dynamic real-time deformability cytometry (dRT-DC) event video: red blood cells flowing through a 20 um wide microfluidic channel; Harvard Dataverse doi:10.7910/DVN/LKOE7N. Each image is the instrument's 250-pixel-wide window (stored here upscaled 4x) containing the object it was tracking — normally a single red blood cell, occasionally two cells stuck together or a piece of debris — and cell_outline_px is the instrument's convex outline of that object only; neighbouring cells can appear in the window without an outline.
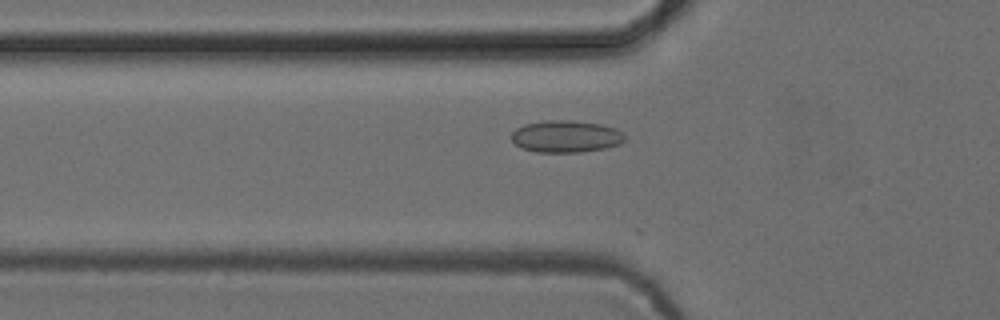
{"species": "common noctule bat (a hibernating species)", "species_latin": "Nyctalus noctula", "temperature_condition": "cold", "stored_images_in_passage": 29, "camera_frame_rate_fps": 3000, "um_per_image_px": 0.085, "animal": {"sex": "female", "body_mass_g": 24.6, "forearm_length_mm": 56.2}, "frame": {"image": 1, "passage_image": 19, "time_ms": 6.0, "image_size_px": [1000, 320], "cell_outline_px": [[624, 140], [620, 144], [604, 148], [580, 152], [536, 152], [520, 148], [512, 140], [512, 132], [516, 128], [524, 124], [544, 120], [568, 120], [600, 124], [616, 128], [624, 136]], "centroid_in_image_um": [48.06, 11.59], "position_along_channel_um": 77.7, "area_um2": 21.1}}
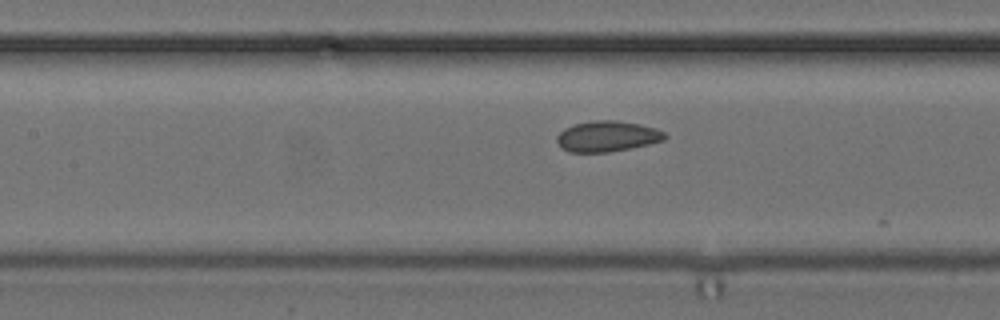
{"frame": {"image": 2, "passage_image": 25, "time_ms": 8.0, "image_size_px": [1000, 320], "cell_outline_px": [[668, 136], [664, 140], [648, 144], [608, 152], [568, 152], [560, 148], [556, 140], [556, 136], [564, 128], [572, 124], [592, 120], [616, 120], [640, 124], [656, 128], [664, 132]], "centroid_in_image_um": [51.57, 11.57], "position_along_channel_um": 155.8, "area_um2": 19.48}}
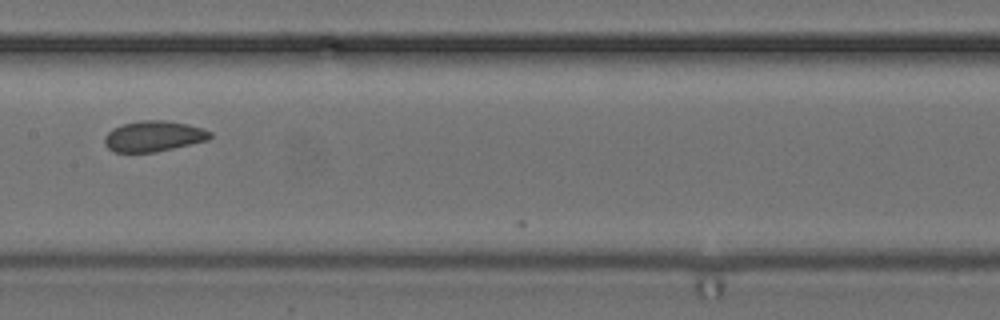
{"frame": {"image": 3, "passage_image": 28, "time_ms": 9.0, "image_size_px": [1000, 320], "cell_outline_px": [[212, 136], [208, 140], [156, 152], [112, 152], [104, 144], [104, 136], [112, 128], [124, 124], [140, 120], [164, 120], [188, 124], [212, 132]], "centroid_in_image_um": [13.03, 11.58], "position_along_channel_um": 194.4, "area_um2": 18.9}}